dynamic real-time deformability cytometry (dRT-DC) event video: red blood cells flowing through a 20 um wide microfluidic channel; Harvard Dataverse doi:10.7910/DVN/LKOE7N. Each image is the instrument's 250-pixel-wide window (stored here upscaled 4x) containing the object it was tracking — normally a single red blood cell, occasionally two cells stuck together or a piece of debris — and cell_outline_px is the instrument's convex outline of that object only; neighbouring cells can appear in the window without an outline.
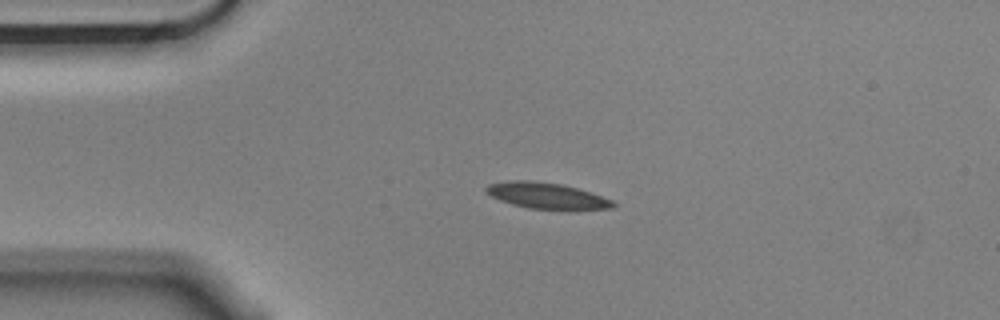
{"species": "Egyptian fruit bat (a non-hibernating species)", "species_latin": "Rousettus aegyptiacus", "temperature_condition": "cold", "stored_images_in_passage": 5, "camera_frame_rate_fps": 3000, "um_per_image_px": 0.085, "animal": {"sex": "male"}, "frame": {"image": 1, "passage_image": 3, "time_ms": 0.667, "image_size_px": [1000, 320], "cell_outline_px": [[616, 204], [612, 208], [568, 212], [528, 208], [512, 204], [500, 200], [484, 192], [484, 188], [488, 184], [512, 180], [524, 180], [560, 184], [576, 188], [612, 200]], "centroid_in_image_um": [46.49, 16.68], "position_along_channel_um": 38.5, "area_um2": 19.71}}
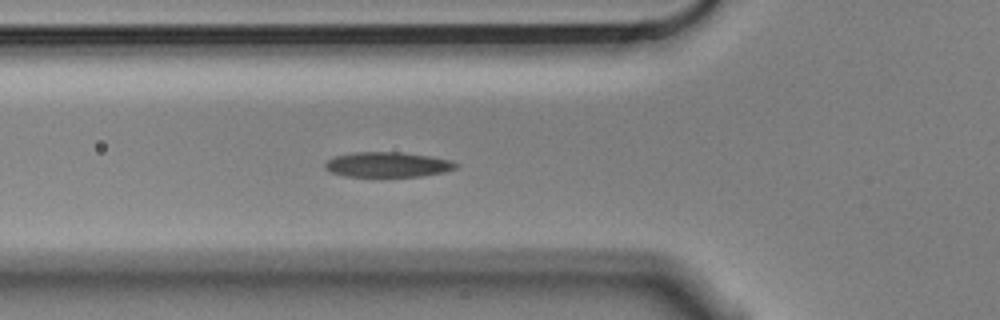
{"frame": {"image": 2, "passage_image": 5, "time_ms": 1.333, "image_size_px": [1000, 320], "cell_outline_px": [[460, 164], [456, 168], [444, 172], [420, 176], [344, 176], [328, 172], [324, 168], [324, 164], [328, 160], [336, 156], [352, 152], [400, 152], [428, 156], [452, 160]], "centroid_in_image_um": [32.93, 13.99], "position_along_channel_um": 92.9, "area_um2": 19.13}}